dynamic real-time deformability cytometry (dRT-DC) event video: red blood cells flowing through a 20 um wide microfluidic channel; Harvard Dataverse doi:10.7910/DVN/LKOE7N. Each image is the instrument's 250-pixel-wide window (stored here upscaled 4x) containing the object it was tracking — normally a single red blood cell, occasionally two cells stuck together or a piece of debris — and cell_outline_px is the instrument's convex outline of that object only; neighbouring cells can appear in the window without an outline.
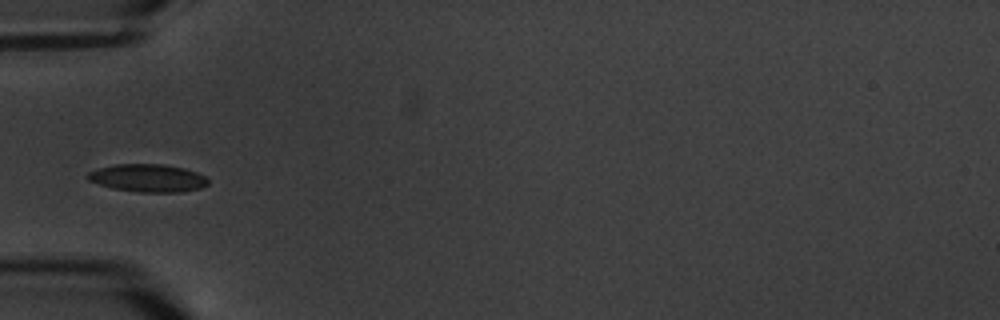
{"species": "common noctule bat (a hibernating species)", "species_latin": "Nyctalus noctula", "temperature_condition": "warm", "stored_images_in_passage": 8, "camera_frame_rate_fps": 3000, "um_per_image_px": 0.085, "animal": {"sex": "male", "body_mass_g": 20.1, "forearm_length_mm": 53.5}, "frame": {"image": 1, "passage_image": 3, "time_ms": 2.333, "image_size_px": [1000, 320], "cell_outline_px": [[208, 184], [200, 188], [180, 192], [140, 192], [112, 188], [88, 180], [84, 176], [88, 172], [100, 168], [116, 164], [164, 164], [184, 168], [196, 172], [204, 176], [208, 180]], "centroid_in_image_um": [12.56, 15.13], "position_along_channel_um": 72.4, "area_um2": 19.42}}
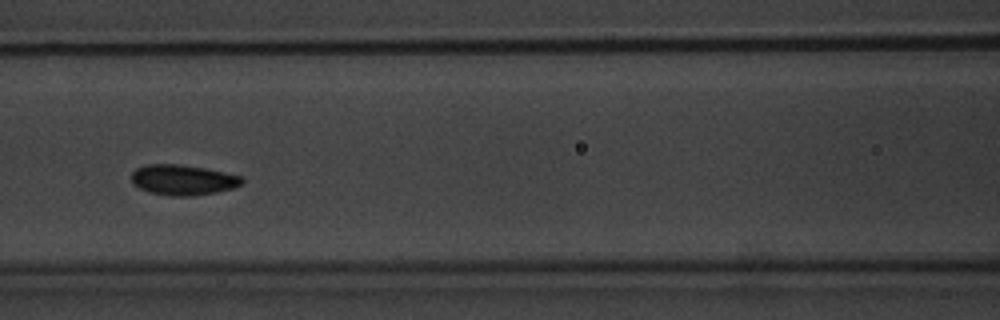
{"frame": {"image": 2, "passage_image": 5, "time_ms": 4.667, "image_size_px": [1000, 320], "cell_outline_px": [[244, 180], [240, 184], [232, 188], [216, 192], [192, 196], [172, 196], [148, 192], [132, 184], [132, 172], [136, 168], [144, 164], [180, 164], [204, 168], [224, 172], [240, 176]], "centroid_in_image_um": [15.5, 15.29], "position_along_channel_um": 151.1, "area_um2": 19.54}}
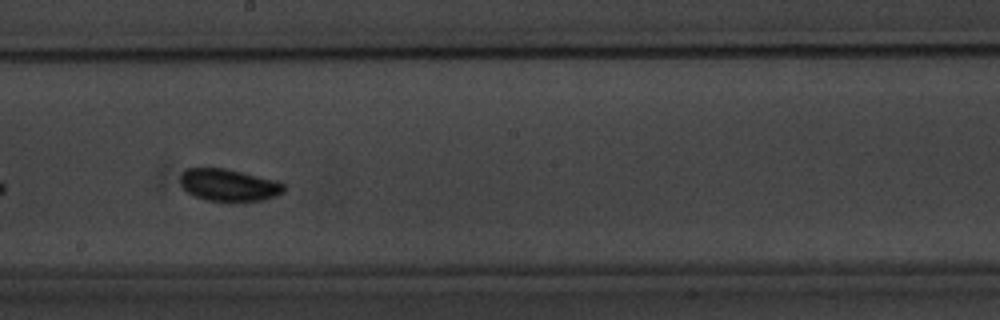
{"frame": {"image": 3, "passage_image": 7, "time_ms": 7.0, "image_size_px": [1000, 320], "cell_outline_px": [[284, 192], [276, 196], [264, 200], [204, 200], [188, 192], [180, 184], [180, 172], [188, 168], [224, 168], [276, 180], [284, 184]], "centroid_in_image_um": [19.43, 15.71], "position_along_channel_um": 228.8, "area_um2": 19.19}}